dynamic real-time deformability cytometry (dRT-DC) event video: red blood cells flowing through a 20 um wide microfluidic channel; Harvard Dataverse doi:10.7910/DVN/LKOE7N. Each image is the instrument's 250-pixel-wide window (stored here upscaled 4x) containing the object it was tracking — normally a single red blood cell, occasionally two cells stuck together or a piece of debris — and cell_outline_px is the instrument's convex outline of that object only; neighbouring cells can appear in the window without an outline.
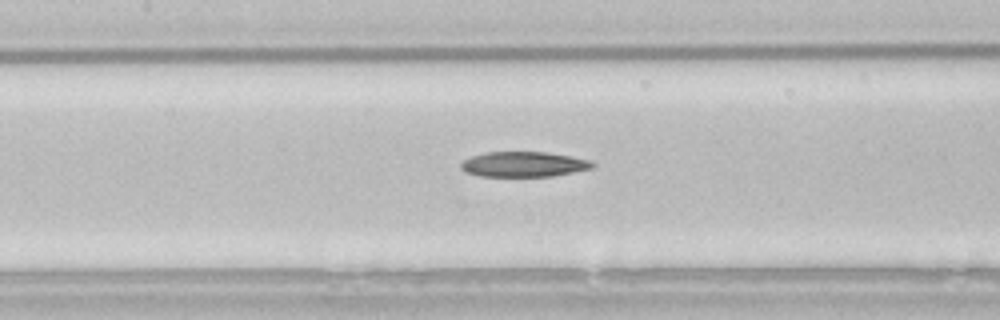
{"species": "common noctule bat (a hibernating species)", "species_latin": "Nyctalus noctula", "temperature_condition": "room temperature", "stored_images_in_passage": 48, "camera_frame_rate_fps": 3000, "um_per_image_px": 0.085, "animal": {"sex": "male", "body_mass_g": 21.5, "forearm_length_mm": 52.0}, "frame": {"image": 1, "passage_image": 24, "time_ms": 7.667, "image_size_px": [1000, 320], "cell_outline_px": [[596, 164], [592, 168], [552, 176], [480, 176], [464, 172], [460, 168], [460, 164], [464, 160], [472, 156], [488, 152], [544, 152], [592, 160]], "centroid_in_image_um": [44.5, 13.97], "position_along_channel_um": 162.9, "area_um2": 19.19}}
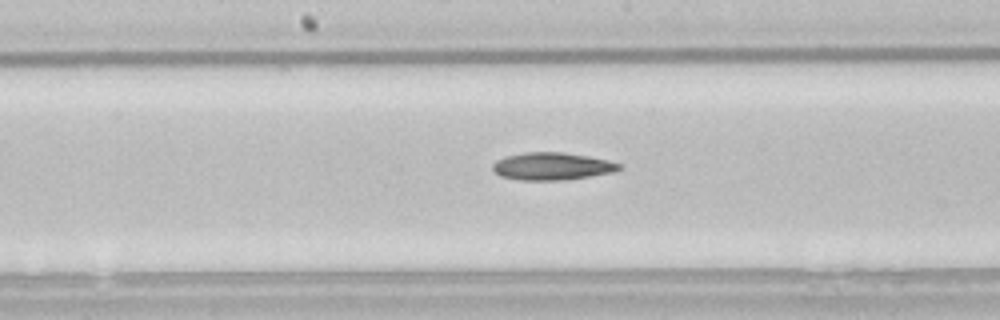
{"frame": {"image": 2, "passage_image": 27, "time_ms": 8.667, "image_size_px": [1000, 320], "cell_outline_px": [[624, 168], [612, 172], [588, 176], [560, 180], [520, 180], [500, 176], [492, 168], [492, 164], [496, 160], [508, 156], [524, 152], [560, 152], [588, 156], [608, 160], [620, 164]], "centroid_in_image_um": [46.91, 14.13], "position_along_channel_um": 201.3, "area_um2": 20.06}}
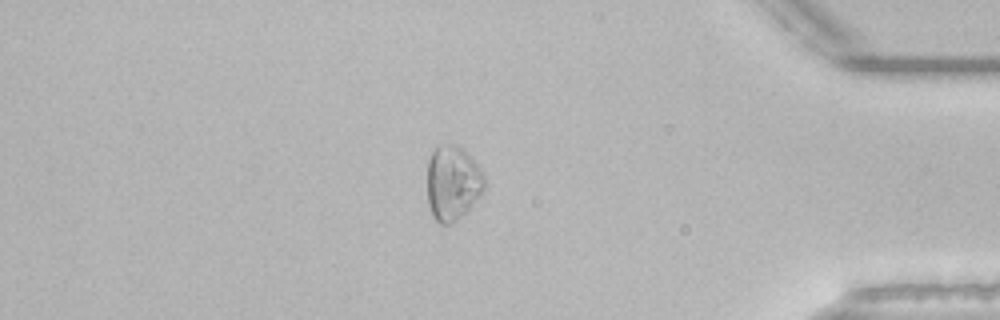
{"frame": {"image": 3, "passage_image": 45, "time_ms": 14.667, "image_size_px": [1000, 320], "cell_outline_px": [[484, 188], [468, 212], [456, 220], [448, 224], [440, 224], [432, 216], [428, 204], [428, 160], [432, 152], [436, 148], [444, 144], [456, 144], [476, 164], [484, 176]], "centroid_in_image_um": [38.45, 15.59], "position_along_channel_um": 396.7, "area_um2": 24.57}, "authors_computed_cell_mechanics": {"area_um2": 21.0681, "velocity_mm_per_s": 3.8355, "shape_relaxation_time_tau1_ms": 8.6155, "shape_relaxation_time_tau2_ms": null, "deformation_change_tau1": 0.1573, "deformation_change_tau2": null}}